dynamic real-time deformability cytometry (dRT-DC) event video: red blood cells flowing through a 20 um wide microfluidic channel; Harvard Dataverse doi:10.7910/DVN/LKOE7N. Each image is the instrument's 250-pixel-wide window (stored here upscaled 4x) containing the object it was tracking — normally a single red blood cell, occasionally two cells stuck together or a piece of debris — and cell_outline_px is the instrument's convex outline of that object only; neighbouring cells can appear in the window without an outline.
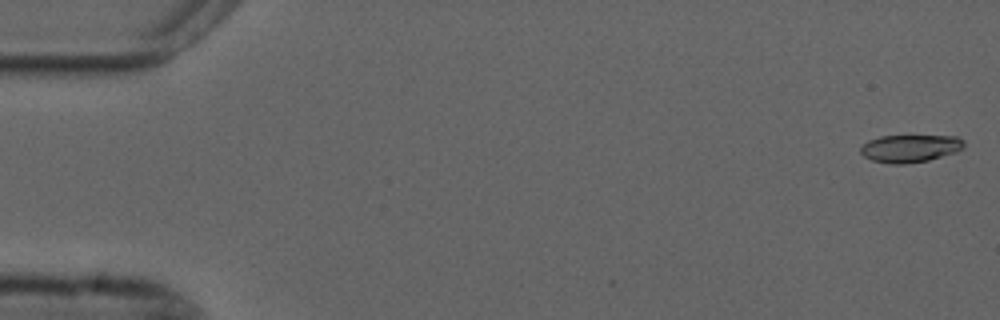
{"species": "common noctule bat (a hibernating species)", "species_latin": "Nyctalus noctula", "temperature_condition": "cold", "stored_images_in_passage": 53, "camera_frame_rate_fps": 3000, "um_per_image_px": 0.085, "animal": {"sex": "male", "forearm_length_mm": 52.5}, "frame": {"image": 1, "passage_image": 1, "time_ms": 0.0, "image_size_px": [1000, 320], "cell_outline_px": [[964, 148], [956, 152], [928, 160], [904, 164], [892, 164], [872, 160], [864, 156], [860, 152], [860, 148], [868, 140], [880, 136], [956, 136], [964, 140]], "centroid_in_image_um": [77.36, 12.61], "position_along_channel_um": 7.6, "area_um2": 16.59}}
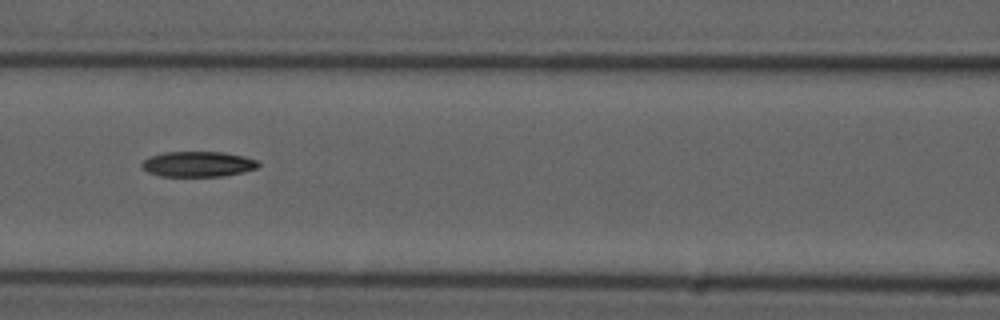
{"frame": {"image": 2, "passage_image": 24, "time_ms": 7.667, "image_size_px": [1000, 320], "cell_outline_px": [[260, 164], [256, 168], [224, 176], [160, 176], [148, 172], [140, 164], [144, 160], [152, 156], [164, 152], [224, 152], [244, 156], [256, 160]], "centroid_in_image_um": [16.82, 13.94], "position_along_channel_um": 149.8, "area_um2": 17.05}}
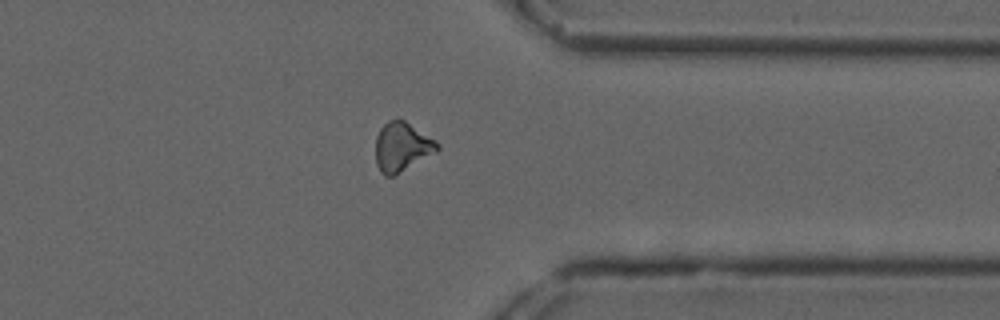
{"frame": {"image": 3, "passage_image": 43, "time_ms": 14.0, "image_size_px": [1000, 320], "cell_outline_px": [[440, 148], [436, 152], [392, 176], [384, 176], [380, 172], [376, 164], [376, 136], [380, 128], [388, 120], [396, 116], [404, 120], [436, 140], [440, 144]], "centroid_in_image_um": [34.15, 12.45], "position_along_channel_um": 377.2, "area_um2": 17.74}}